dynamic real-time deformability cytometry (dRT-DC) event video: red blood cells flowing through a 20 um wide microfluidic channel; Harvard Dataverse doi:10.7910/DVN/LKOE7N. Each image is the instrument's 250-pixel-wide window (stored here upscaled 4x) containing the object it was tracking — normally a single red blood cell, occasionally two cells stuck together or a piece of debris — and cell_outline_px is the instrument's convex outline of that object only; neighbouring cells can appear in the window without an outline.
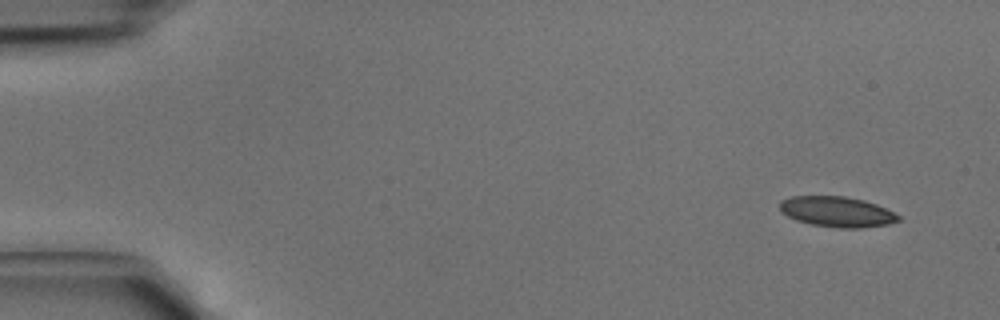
{"species": "common noctule bat (a hibernating species)", "species_latin": "Nyctalus noctula", "temperature_condition": "cold", "stored_images_in_passage": 4, "camera_frame_rate_fps": 3000, "um_per_image_px": 0.085, "animal": {"sex": "male", "body_mass_g": 15.6}, "frame": {"image": 1, "passage_image": 1, "time_ms": 0.0, "image_size_px": [1000, 320], "cell_outline_px": [[900, 220], [888, 224], [860, 228], [840, 228], [812, 224], [796, 220], [780, 212], [780, 200], [792, 196], [844, 196], [864, 200], [876, 204], [900, 216]], "centroid_in_image_um": [71.12, 17.99], "position_along_channel_um": 13.9, "area_um2": 20.92}}
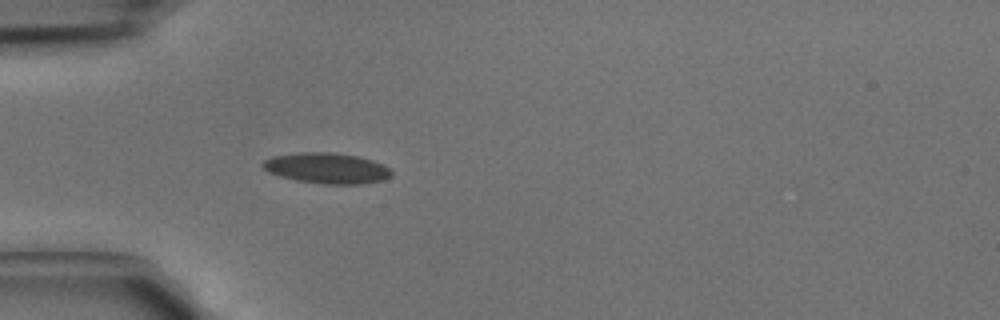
{"frame": {"image": 2, "passage_image": 4, "time_ms": 1.0, "image_size_px": [1000, 320], "cell_outline_px": [[392, 176], [384, 180], [360, 184], [324, 184], [296, 180], [280, 176], [268, 172], [260, 164], [264, 160], [272, 156], [300, 152], [332, 152], [356, 156], [372, 160], [384, 164], [392, 172]], "centroid_in_image_um": [27.78, 14.29], "position_along_channel_um": 57.2, "area_um2": 23.06}}